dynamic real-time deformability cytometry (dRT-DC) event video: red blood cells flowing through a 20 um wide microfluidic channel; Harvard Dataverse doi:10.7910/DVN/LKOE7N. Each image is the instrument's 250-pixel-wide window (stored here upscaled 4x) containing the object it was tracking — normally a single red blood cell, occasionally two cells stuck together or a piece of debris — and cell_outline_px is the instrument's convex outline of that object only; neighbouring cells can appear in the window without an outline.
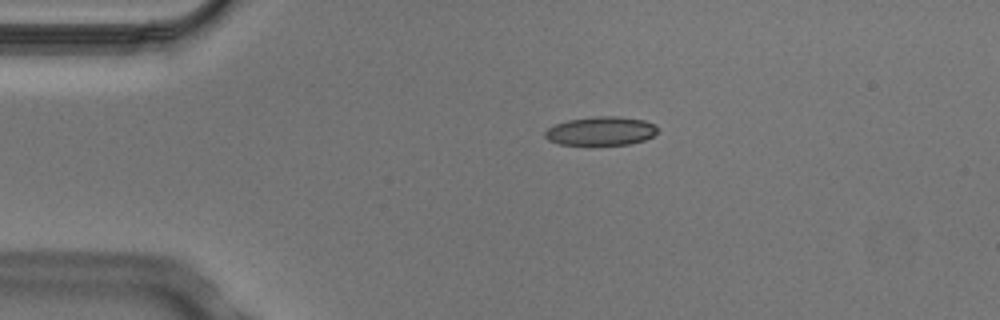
{"species": "Egyptian fruit bat (a non-hibernating species)", "species_latin": "Rousettus aegyptiacus", "temperature_condition": "cold", "stored_images_in_passage": 4, "camera_frame_rate_fps": 3000, "um_per_image_px": 0.085, "animal": {"sex": "male"}, "frame": {"image": 1, "passage_image": 3, "time_ms": 0.667, "image_size_px": [1000, 320], "cell_outline_px": [[660, 128], [652, 136], [644, 140], [632, 144], [560, 144], [548, 140], [544, 136], [544, 132], [548, 128], [556, 124], [568, 120], [596, 116], [616, 116], [644, 120], [656, 124]], "centroid_in_image_um": [51.11, 11.13], "position_along_channel_um": 33.9, "area_um2": 18.79}}